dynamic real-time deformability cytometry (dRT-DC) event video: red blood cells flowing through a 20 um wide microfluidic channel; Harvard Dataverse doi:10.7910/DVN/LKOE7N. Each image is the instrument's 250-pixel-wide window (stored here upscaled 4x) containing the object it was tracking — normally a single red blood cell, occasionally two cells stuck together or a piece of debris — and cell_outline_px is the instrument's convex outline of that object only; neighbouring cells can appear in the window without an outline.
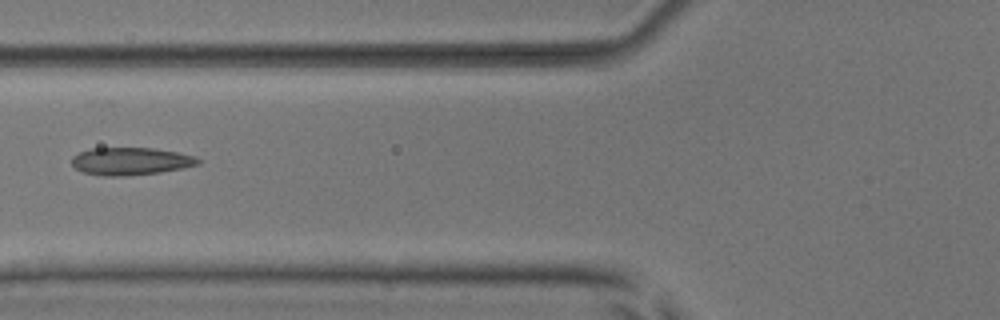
{"species": "common noctule bat (a hibernating species)", "species_latin": "Nyctalus noctula", "temperature_condition": "room temperature", "stored_images_in_passage": 3, "camera_frame_rate_fps": 3000, "um_per_image_px": 0.085, "animal": {"sex": "male", "body_mass_g": 17.9, "forearm_length_mm": 54.2}, "frame": {"image": 1, "passage_image": 3, "time_ms": 2.333, "image_size_px": [1000, 320], "cell_outline_px": [[200, 164], [184, 168], [160, 172], [124, 176], [104, 176], [84, 172], [76, 168], [72, 164], [72, 156], [80, 152], [92, 148], [152, 148], [176, 152], [196, 156], [200, 160]], "centroid_in_image_um": [11.13, 13.7], "position_along_channel_um": 114.7, "area_um2": 20.23}}